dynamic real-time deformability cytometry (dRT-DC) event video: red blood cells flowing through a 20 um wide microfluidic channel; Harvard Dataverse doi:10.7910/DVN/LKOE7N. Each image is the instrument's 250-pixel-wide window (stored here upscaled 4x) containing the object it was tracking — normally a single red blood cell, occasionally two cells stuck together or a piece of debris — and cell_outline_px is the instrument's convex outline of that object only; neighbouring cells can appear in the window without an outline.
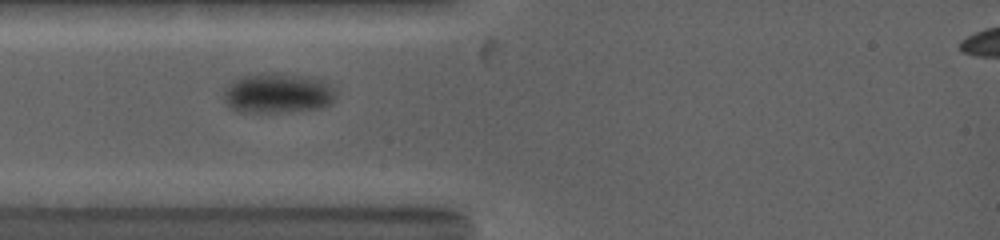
{"species": "common noctule bat (a hibernating species)", "species_latin": "Nyctalus noctula", "temperature_condition": "warm", "stored_images_in_passage": 30, "camera_frame_rate_fps": 5000, "um_per_image_px": 0.085, "animal": {"sex": "female", "body_mass_g": 19.0, "forearm_length_mm": 53.3}, "frame": {"image": 1, "passage_image": 1, "time_ms": 0.0, "image_size_px": [1000, 240], "cell_outline_px": [[336, 96], [332, 104], [320, 108], [288, 112], [240, 112], [232, 108], [224, 100], [224, 88], [232, 80], [240, 76], [268, 72], [280, 72], [320, 80], [328, 84], [336, 92]], "centroid_in_image_um": [23.58, 7.92], "position_along_channel_um": 61.4, "area_um2": 26.36}}
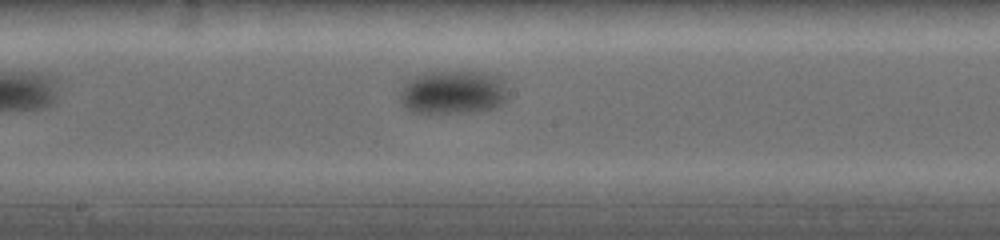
{"frame": {"image": 2, "passage_image": 9, "time_ms": 4.2, "image_size_px": [1000, 240], "cell_outline_px": [[504, 100], [496, 108], [472, 112], [412, 112], [404, 108], [400, 104], [400, 88], [404, 80], [424, 72], [480, 72], [496, 76], [504, 80]], "centroid_in_image_um": [38.4, 7.84], "position_along_channel_um": 209.8, "area_um2": 27.46}}
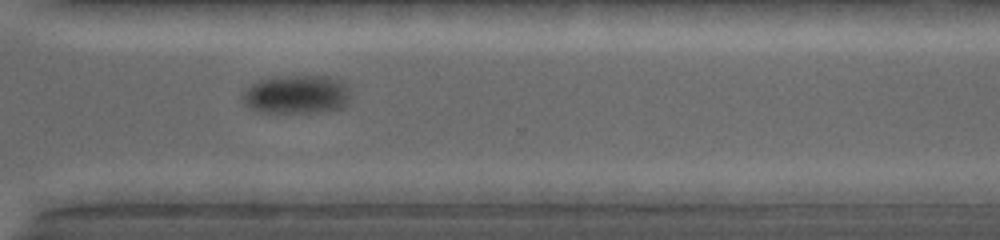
{"frame": {"image": 3, "passage_image": 18, "time_ms": 8.0, "image_size_px": [1000, 240], "cell_outline_px": [[348, 104], [340, 108], [328, 112], [256, 112], [248, 108], [244, 104], [244, 92], [252, 84], [260, 80], [276, 76], [324, 76], [340, 80], [344, 84], [348, 92]], "centroid_in_image_um": [25.2, 8.04], "position_along_channel_um": 345.4, "area_um2": 24.22}}